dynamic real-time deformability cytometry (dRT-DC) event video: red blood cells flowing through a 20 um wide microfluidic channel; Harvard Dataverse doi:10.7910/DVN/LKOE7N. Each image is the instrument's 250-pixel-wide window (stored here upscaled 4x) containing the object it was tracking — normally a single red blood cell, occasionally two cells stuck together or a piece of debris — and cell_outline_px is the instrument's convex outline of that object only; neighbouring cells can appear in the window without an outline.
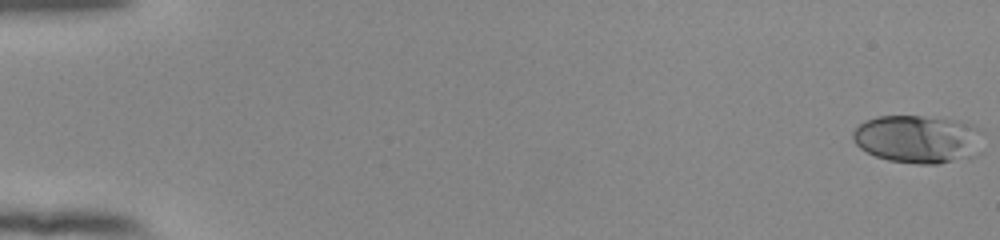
{"species": "human", "species_latin": "Homo sapiens", "temperature_condition": "room temperature", "stored_images_in_passage": 55, "camera_frame_rate_fps": 3000, "um_per_image_px": 0.085, "donor": {"sex": "female"}, "frame": {"image": 1, "passage_image": 1, "time_ms": 0.0, "image_size_px": [1000, 240], "cell_outline_px": [[984, 132], [980, 152], [976, 156], [968, 160], [936, 164], [916, 164], [888, 160], [876, 156], [860, 148], [852, 140], [852, 132], [864, 120], [876, 116], [924, 116], [968, 120], [984, 128]], "centroid_in_image_um": [78.16, 11.81], "position_along_channel_um": 6.8, "area_um2": 37.97}}
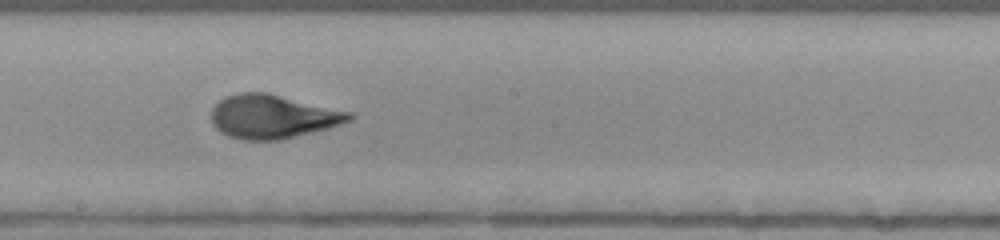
{"frame": {"image": 2, "passage_image": 32, "time_ms": 10.333, "image_size_px": [1000, 240], "cell_outline_px": [[356, 116], [352, 120], [328, 128], [280, 140], [244, 140], [228, 136], [220, 132], [212, 124], [212, 108], [220, 100], [228, 96], [240, 92], [268, 92], [352, 112]], "centroid_in_image_um": [23.2, 9.9], "position_along_channel_um": 225.0, "area_um2": 35.26}}
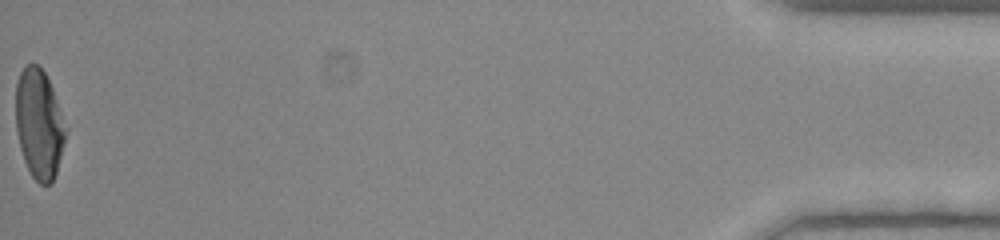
{"frame": {"image": 3, "passage_image": 55, "time_ms": 18.0, "image_size_px": [1000, 240], "cell_outline_px": [[68, 128], [56, 172], [52, 184], [40, 184], [32, 176], [24, 160], [20, 148], [16, 132], [16, 84], [20, 72], [24, 64], [36, 64], [44, 72], [52, 88]], "centroid_in_image_um": [3.32, 10.53], "position_along_channel_um": 431.9, "area_um2": 31.91}, "authors_computed_cell_mechanics": {"area_um2": 34.391, "velocity_mm_per_s": 3.8824, "shape_relaxation_time_tau1_ms": 4.9184, "shape_relaxation_time_tau2_ms": 0.6859, "deformation_change_tau1": 0.2284, "deformation_change_tau2": 0.0658}}